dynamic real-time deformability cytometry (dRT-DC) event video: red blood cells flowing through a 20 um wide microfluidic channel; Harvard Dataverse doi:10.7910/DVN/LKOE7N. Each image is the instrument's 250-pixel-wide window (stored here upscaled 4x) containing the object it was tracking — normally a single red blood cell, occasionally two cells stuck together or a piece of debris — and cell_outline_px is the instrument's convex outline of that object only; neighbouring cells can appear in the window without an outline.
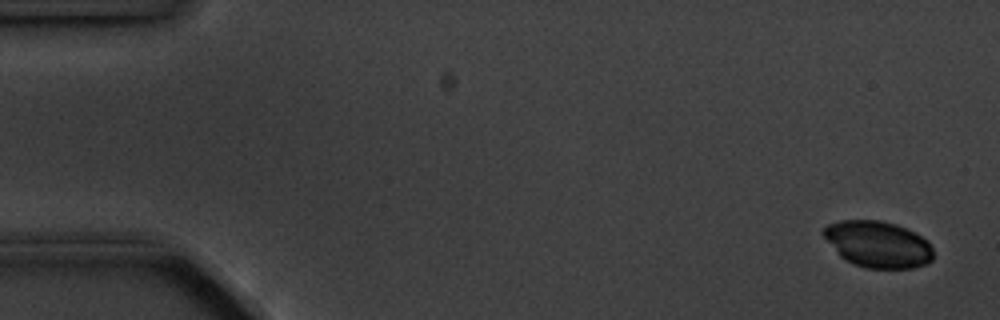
{"species": "common noctule bat (a hibernating species)", "species_latin": "Nyctalus noctula", "temperature_condition": "cold", "stored_images_in_passage": 4, "camera_frame_rate_fps": 3000, "um_per_image_px": 0.085, "animal": {"sex": "male", "body_mass_g": 20.1, "forearm_length_mm": 53.5}, "frame": {"image": 1, "passage_image": 1, "time_ms": 0.0, "image_size_px": [1000, 320], "cell_outline_px": [[932, 260], [924, 264], [912, 268], [864, 268], [844, 260], [840, 256], [820, 232], [828, 224], [840, 220], [880, 220], [896, 224], [928, 240], [932, 248]], "centroid_in_image_um": [74.59, 20.76], "position_along_channel_um": 10.4, "area_um2": 29.65}}